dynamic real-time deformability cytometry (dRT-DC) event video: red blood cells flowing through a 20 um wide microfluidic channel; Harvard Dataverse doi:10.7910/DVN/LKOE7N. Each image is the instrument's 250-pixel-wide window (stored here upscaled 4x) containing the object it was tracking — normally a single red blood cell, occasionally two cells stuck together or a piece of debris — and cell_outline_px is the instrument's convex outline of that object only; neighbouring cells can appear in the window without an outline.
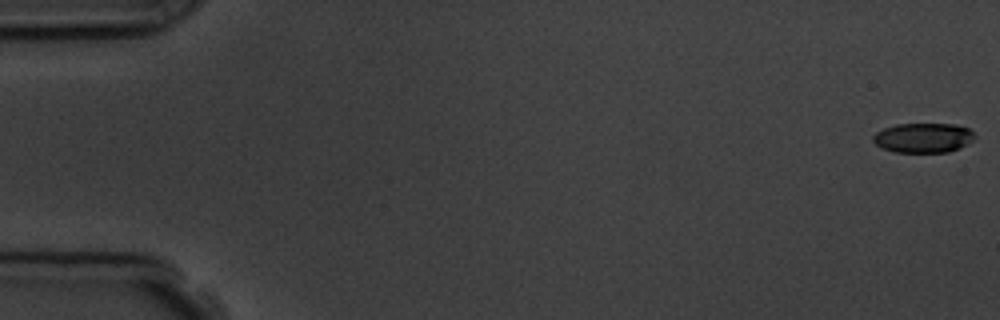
{"species": "common noctule bat (a hibernating species)", "species_latin": "Nyctalus noctula", "temperature_condition": "room temperature", "stored_images_in_passage": 5, "camera_frame_rate_fps": 3000, "um_per_image_px": 0.085, "animal": {"sex": "male", "body_mass_g": 19.5, "forearm_length_mm": 54.6}, "frame": {"image": 1, "passage_image": 1, "time_ms": 0.0, "image_size_px": [1000, 320], "cell_outline_px": [[976, 136], [968, 144], [960, 148], [948, 152], [896, 152], [880, 148], [872, 140], [872, 136], [876, 132], [884, 128], [896, 124], [956, 124], [968, 128]], "centroid_in_image_um": [78.47, 11.71], "position_along_channel_um": 6.5, "area_um2": 17.69}}